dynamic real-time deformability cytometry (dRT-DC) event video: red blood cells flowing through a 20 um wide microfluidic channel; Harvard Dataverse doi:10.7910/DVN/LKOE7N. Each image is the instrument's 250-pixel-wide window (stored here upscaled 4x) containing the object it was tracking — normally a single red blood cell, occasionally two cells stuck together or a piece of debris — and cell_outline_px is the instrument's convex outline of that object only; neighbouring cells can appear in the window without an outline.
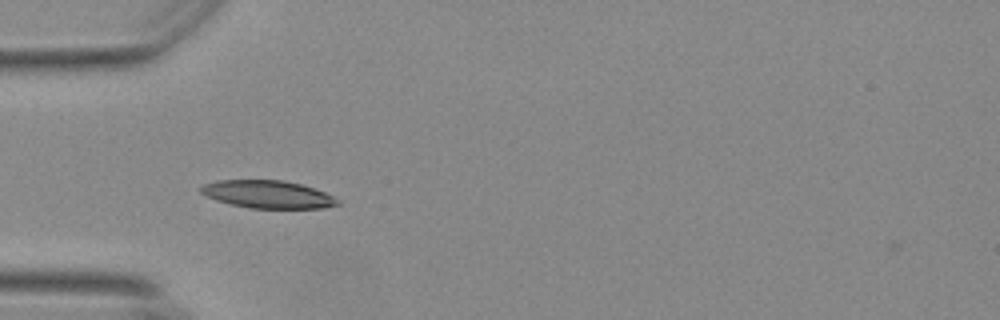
{"species": "Egyptian fruit bat (a non-hibernating species)", "species_latin": "Rousettus aegyptiacus", "temperature_condition": "warm", "stored_images_in_passage": 24, "camera_frame_rate_fps": 3000, "um_per_image_px": 0.085, "animal": {"sex": "female"}, "frame": {"image": 1, "passage_image": 2, "time_ms": 0.333, "image_size_px": [1000, 320], "cell_outline_px": [[340, 204], [324, 208], [252, 208], [232, 204], [216, 200], [200, 192], [200, 188], [204, 184], [216, 180], [284, 180], [300, 184], [324, 192], [340, 200]], "centroid_in_image_um": [22.77, 16.51], "position_along_channel_um": 62.2, "area_um2": 21.91}}
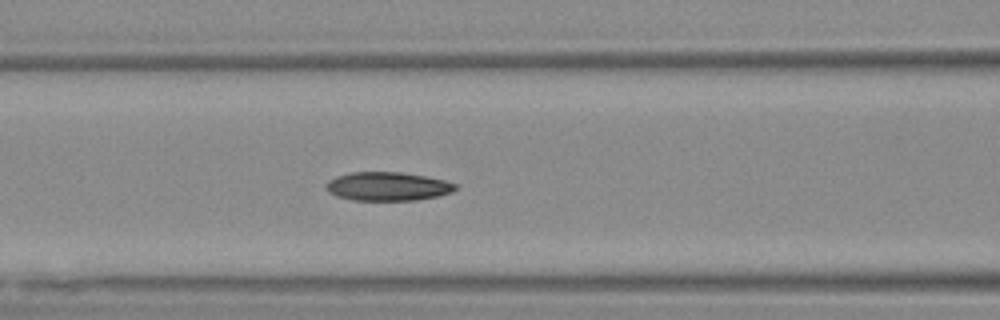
{"frame": {"image": 2, "passage_image": 8, "time_ms": 2.333, "image_size_px": [1000, 320], "cell_outline_px": [[456, 188], [452, 192], [436, 196], [416, 200], [352, 200], [336, 196], [328, 192], [324, 188], [324, 184], [328, 180], [336, 176], [352, 172], [400, 172], [424, 176], [444, 180], [456, 184]], "centroid_in_image_um": [32.88, 15.84], "position_along_channel_um": 133.7, "area_um2": 21.62}}
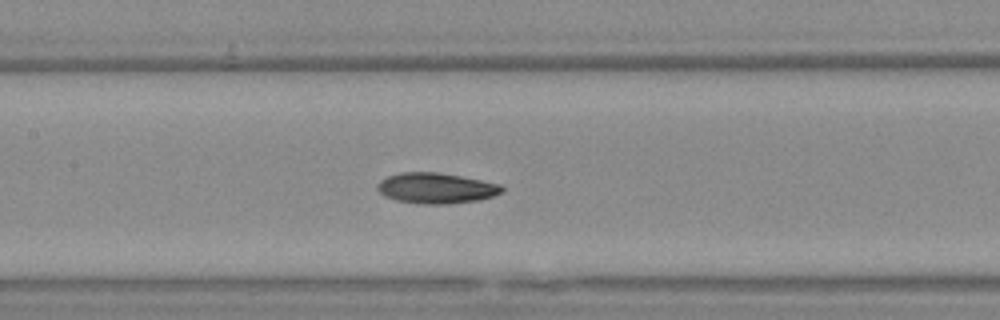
{"frame": {"image": 3, "passage_image": 11, "time_ms": 3.333, "image_size_px": [1000, 320], "cell_outline_px": [[504, 192], [480, 200], [448, 204], [416, 204], [396, 200], [384, 196], [376, 188], [376, 184], [380, 180], [388, 176], [400, 172], [436, 172], [460, 176], [500, 184], [504, 188]], "centroid_in_image_um": [37.05, 16.0], "position_along_channel_um": 170.4, "area_um2": 22.37}}